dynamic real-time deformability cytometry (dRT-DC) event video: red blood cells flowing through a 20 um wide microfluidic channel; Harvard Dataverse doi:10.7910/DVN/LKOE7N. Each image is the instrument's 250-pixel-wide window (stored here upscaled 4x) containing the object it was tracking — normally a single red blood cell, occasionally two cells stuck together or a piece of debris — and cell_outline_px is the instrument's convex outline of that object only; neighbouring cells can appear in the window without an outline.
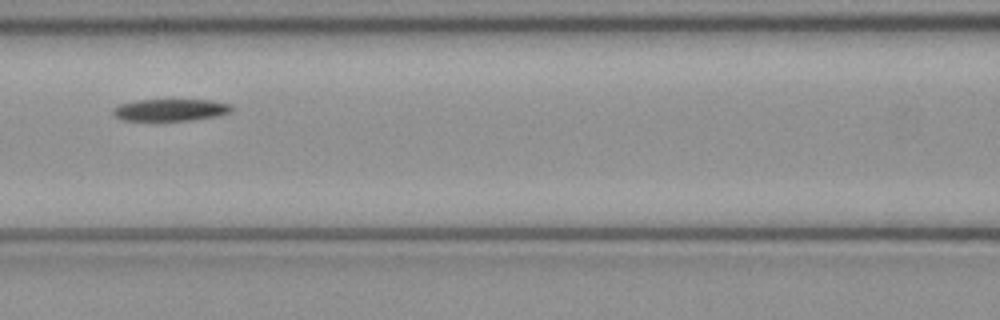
{"species": "common noctule bat (a hibernating species)", "species_latin": "Nyctalus noctula", "temperature_condition": "cold", "stored_images_in_passage": 4, "camera_frame_rate_fps": 3000, "um_per_image_px": 0.085, "animal": {"sex": "female", "body_mass_g": 21.9}, "frame": {"image": 1, "passage_image": 4, "time_ms": 1.0, "image_size_px": [1000, 320], "cell_outline_px": [[232, 112], [220, 116], [192, 120], [124, 120], [116, 116], [112, 112], [112, 108], [120, 104], [136, 100], [212, 100], [232, 104]], "centroid_in_image_um": [14.55, 9.34], "position_along_channel_um": 152.1, "area_um2": 15.26}}